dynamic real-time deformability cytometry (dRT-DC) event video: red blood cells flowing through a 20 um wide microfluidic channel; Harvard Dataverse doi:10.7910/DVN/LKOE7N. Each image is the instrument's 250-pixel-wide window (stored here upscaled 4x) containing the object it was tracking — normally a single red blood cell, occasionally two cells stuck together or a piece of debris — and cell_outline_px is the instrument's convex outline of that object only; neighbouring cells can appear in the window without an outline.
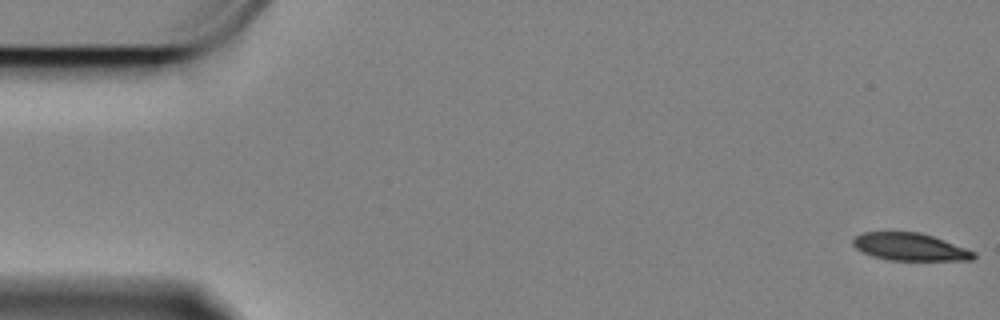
{"species": "Egyptian fruit bat (a non-hibernating species)", "species_latin": "Rousettus aegyptiacus", "temperature_condition": "cold", "stored_images_in_passage": 15, "camera_frame_rate_fps": 3000, "um_per_image_px": 0.085, "animal": {"sex": "female"}, "frame": {"image": 1, "passage_image": 1, "time_ms": 0.0, "image_size_px": [1000, 320], "cell_outline_px": [[976, 256], [972, 260], [888, 260], [872, 256], [856, 248], [852, 244], [852, 240], [856, 236], [864, 232], [920, 232], [944, 240], [976, 252]], "centroid_in_image_um": [77.35, 20.99], "position_along_channel_um": 7.7, "area_um2": 19.25}}
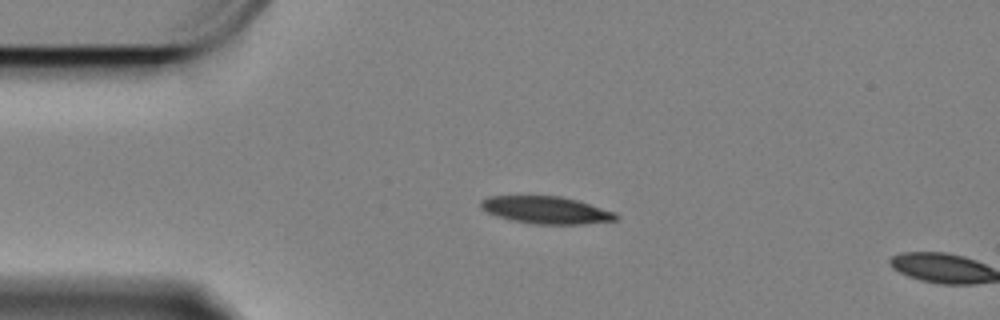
{"frame": {"image": 2, "passage_image": 13, "time_ms": 4.0, "image_size_px": [1000, 320], "cell_outline_px": [[620, 216], [616, 220], [580, 224], [532, 224], [512, 220], [488, 212], [480, 204], [480, 200], [488, 196], [560, 196], [576, 200], [616, 212]], "centroid_in_image_um": [46.45, 17.85], "position_along_channel_um": 38.5, "area_um2": 21.27}}